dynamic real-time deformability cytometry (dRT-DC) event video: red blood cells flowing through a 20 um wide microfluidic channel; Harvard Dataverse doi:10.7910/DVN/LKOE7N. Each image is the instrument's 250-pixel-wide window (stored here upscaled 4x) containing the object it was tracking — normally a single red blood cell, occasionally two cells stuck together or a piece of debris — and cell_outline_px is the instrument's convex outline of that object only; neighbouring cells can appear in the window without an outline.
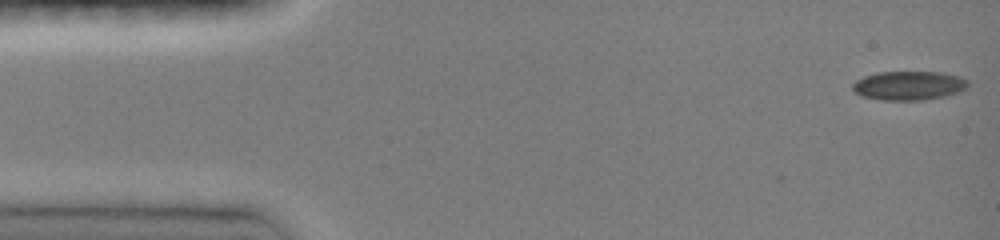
{"species": "common noctule bat (a hibernating species)", "species_latin": "Nyctalus noctula", "temperature_condition": "room temperature", "stored_images_in_passage": 7, "camera_frame_rate_fps": 3000, "um_per_image_px": 0.085, "animal": {"sex": "female", "body_mass_g": 19.0, "forearm_length_mm": 51.5}, "frame": {"image": 1, "passage_image": 1, "time_ms": 0.0, "image_size_px": [1000, 240], "cell_outline_px": [[968, 84], [964, 88], [956, 92], [944, 96], [924, 100], [880, 100], [860, 96], [852, 88], [852, 84], [856, 80], [864, 76], [876, 72], [944, 72], [968, 80]], "centroid_in_image_um": [77.19, 7.27], "position_along_channel_um": 7.8, "area_um2": 19.42}}
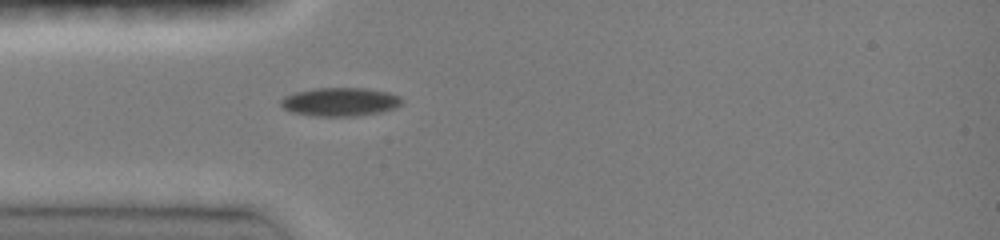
{"frame": {"image": 2, "passage_image": 7, "time_ms": 2.0, "image_size_px": [1000, 240], "cell_outline_px": [[404, 100], [396, 108], [380, 112], [356, 116], [316, 116], [292, 112], [284, 108], [280, 104], [280, 100], [284, 96], [296, 92], [316, 88], [368, 88], [388, 92], [400, 96]], "centroid_in_image_um": [28.93, 8.65], "position_along_channel_um": 56.1, "area_um2": 20.17}}